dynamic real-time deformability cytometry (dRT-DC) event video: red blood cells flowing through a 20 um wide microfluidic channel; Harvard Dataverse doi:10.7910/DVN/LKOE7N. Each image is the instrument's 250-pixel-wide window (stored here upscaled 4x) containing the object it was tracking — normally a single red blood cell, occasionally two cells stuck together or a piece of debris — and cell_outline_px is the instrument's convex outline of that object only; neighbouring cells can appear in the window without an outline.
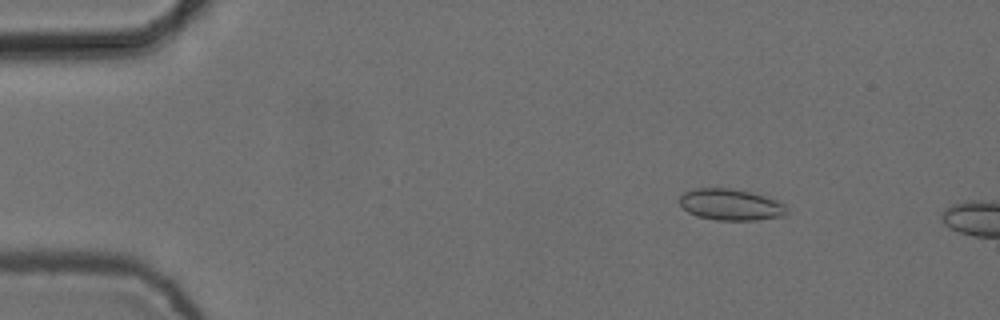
{"species": "common noctule bat (a hibernating species)", "species_latin": "Nyctalus noctula", "temperature_condition": "cold", "stored_images_in_passage": 4, "camera_frame_rate_fps": 3000, "um_per_image_px": 0.085, "animal": {"sex": "female", "body_mass_g": 24.6, "forearm_length_mm": 56.2}, "frame": {"image": 1, "passage_image": 3, "time_ms": 0.667, "image_size_px": [1000, 320], "cell_outline_px": [[788, 212], [784, 216], [756, 220], [716, 220], [696, 216], [688, 212], [680, 204], [680, 196], [684, 192], [696, 188], [732, 188], [764, 196], [784, 204], [788, 208]], "centroid_in_image_um": [62.1, 17.4], "position_along_channel_um": 22.9, "area_um2": 19.54}}